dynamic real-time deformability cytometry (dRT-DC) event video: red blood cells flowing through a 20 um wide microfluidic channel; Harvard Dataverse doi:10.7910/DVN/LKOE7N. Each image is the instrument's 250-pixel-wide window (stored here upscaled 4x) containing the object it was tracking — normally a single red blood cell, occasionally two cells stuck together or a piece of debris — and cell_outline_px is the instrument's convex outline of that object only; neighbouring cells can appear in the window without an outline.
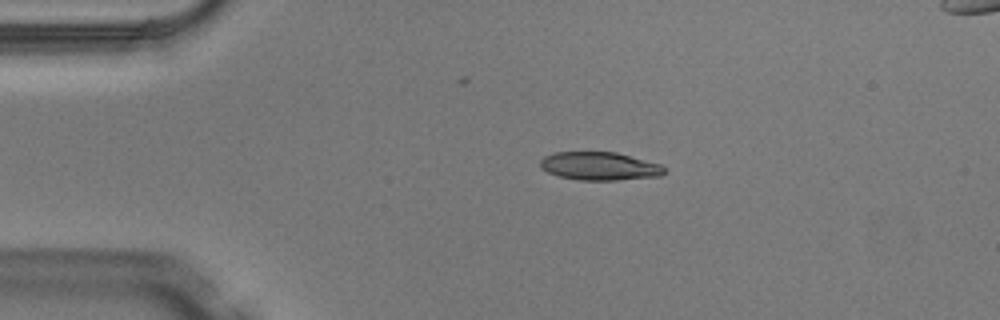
{"species": "Egyptian fruit bat (a non-hibernating species)", "species_latin": "Rousettus aegyptiacus", "temperature_condition": "warm", "stored_images_in_passage": 3, "segment_of_instrument_passage": [1, 2], "camera_frame_rate_fps": 3000, "um_per_image_px": 0.085, "animal": {"sex": "male"}, "frame": {"image": 1, "passage_image": 1, "time_ms": 0.0, "image_size_px": [1000, 320], "cell_outline_px": [[664, 172], [660, 176], [616, 180], [580, 180], [560, 176], [548, 172], [540, 168], [540, 160], [544, 156], [552, 152], [616, 152], [660, 164], [664, 168]], "centroid_in_image_um": [50.92, 14.11], "position_along_channel_um": 34.1, "area_um2": 20.29}}